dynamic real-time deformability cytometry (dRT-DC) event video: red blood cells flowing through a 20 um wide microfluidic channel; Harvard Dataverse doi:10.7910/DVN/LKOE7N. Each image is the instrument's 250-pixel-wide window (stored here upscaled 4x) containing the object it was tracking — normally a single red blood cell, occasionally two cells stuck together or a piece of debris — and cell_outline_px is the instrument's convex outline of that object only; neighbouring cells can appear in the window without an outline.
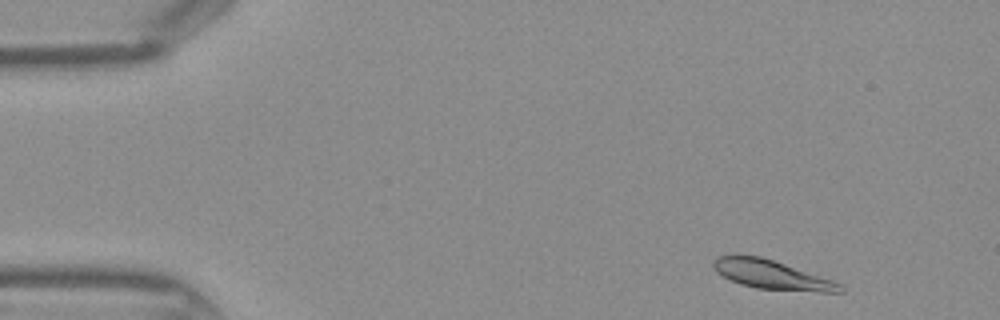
{"species": "Egyptian fruit bat (a non-hibernating species)", "species_latin": "Rousettus aegyptiacus", "temperature_condition": "warm", "stored_images_in_passage": 41, "segment_of_instrument_passage": [1, 2], "camera_frame_rate_fps": 3000, "um_per_image_px": 0.085, "frame": {"image": 1, "passage_image": 1, "time_ms": 0.0, "image_size_px": [1000, 320], "cell_outline_px": [[844, 292], [820, 292], [756, 288], [740, 284], [716, 272], [712, 268], [712, 264], [716, 256], [736, 252], [760, 256], [832, 280], [840, 284], [844, 288]], "centroid_in_image_um": [65.5, 23.31], "position_along_channel_um": 19.5, "area_um2": 21.56}}
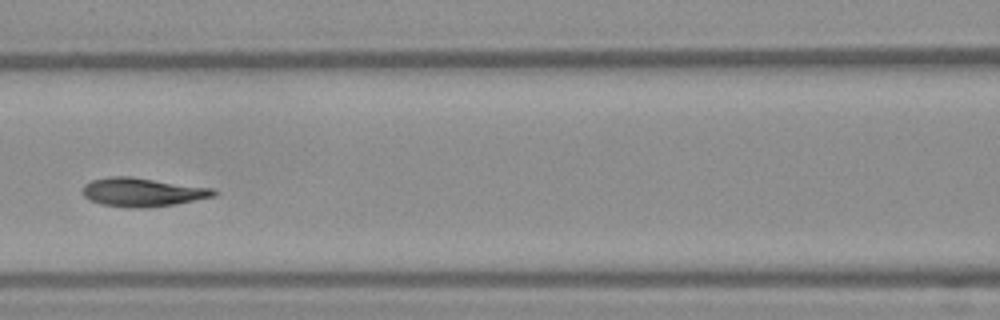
{"frame": {"image": 2, "passage_image": 16, "time_ms": 5.0, "image_size_px": [1000, 320], "cell_outline_px": [[216, 196], [176, 204], [148, 208], [128, 208], [100, 204], [84, 196], [84, 184], [92, 180], [112, 176], [128, 176], [216, 188]], "centroid_in_image_um": [12.16, 16.34], "position_along_channel_um": 154.4, "area_um2": 22.02}}
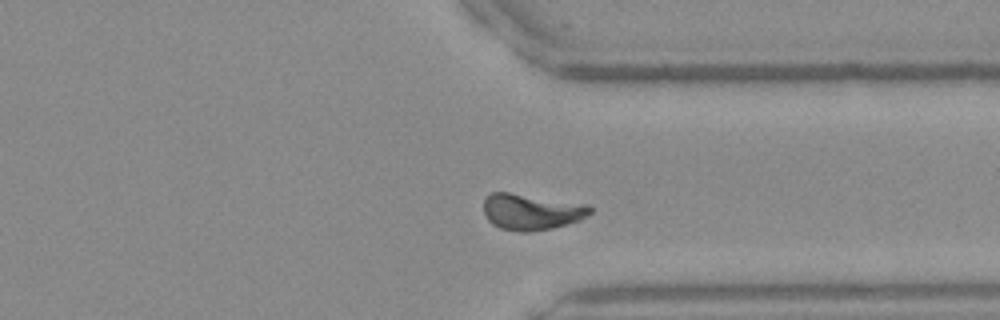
{"frame": {"image": 3, "passage_image": 30, "time_ms": 9.667, "image_size_px": [1000, 320], "cell_outline_px": [[592, 212], [588, 216], [580, 220], [552, 228], [528, 232], [520, 232], [500, 228], [492, 224], [488, 220], [484, 212], [484, 196], [492, 192], [508, 192], [588, 204], [592, 208]], "centroid_in_image_um": [45.16, 18.0], "position_along_channel_um": 366.2, "area_um2": 22.54}}